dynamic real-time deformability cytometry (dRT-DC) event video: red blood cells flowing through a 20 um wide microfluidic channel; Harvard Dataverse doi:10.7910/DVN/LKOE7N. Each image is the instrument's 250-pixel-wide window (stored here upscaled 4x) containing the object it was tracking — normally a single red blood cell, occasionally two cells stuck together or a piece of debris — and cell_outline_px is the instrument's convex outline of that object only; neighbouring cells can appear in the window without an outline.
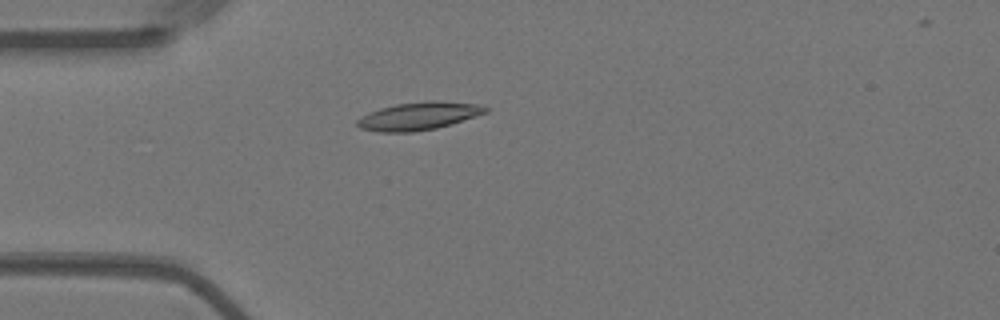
{"species": "Egyptian fruit bat (a non-hibernating species)", "species_latin": "Rousettus aegyptiacus", "temperature_condition": "warm", "stored_images_in_passage": 42, "camera_frame_rate_fps": 3000, "um_per_image_px": 0.085, "animal": {"sex": "female"}, "frame": {"image": 1, "passage_image": 1, "time_ms": 0.0, "image_size_px": [1000, 320], "cell_outline_px": [[488, 112], [452, 124], [436, 128], [412, 132], [380, 132], [360, 128], [356, 124], [356, 120], [360, 116], [368, 112], [380, 108], [396, 104], [428, 100], [436, 100], [480, 104], [488, 108]], "centroid_in_image_um": [35.59, 9.85], "position_along_channel_um": 49.4, "area_um2": 21.04}}
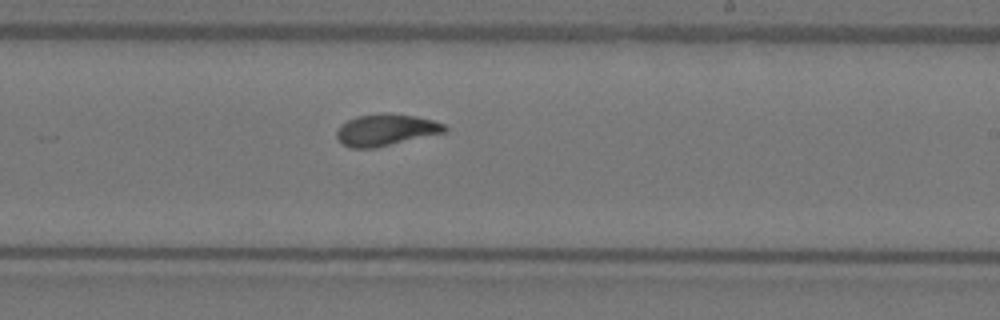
{"frame": {"image": 2, "passage_image": 19, "time_ms": 6.0, "image_size_px": [1000, 320], "cell_outline_px": [[448, 128], [444, 132], [376, 148], [348, 148], [340, 144], [336, 136], [336, 132], [340, 124], [356, 116], [380, 112], [392, 112], [416, 116], [432, 120], [444, 124]], "centroid_in_image_um": [32.74, 11.03], "position_along_channel_um": 256.3, "area_um2": 20.29}}
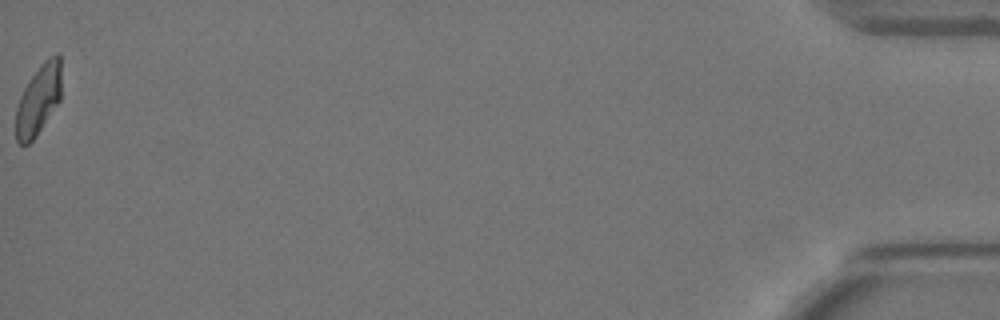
{"frame": {"image": 3, "passage_image": 42, "time_ms": 13.667, "image_size_px": [1000, 320], "cell_outline_px": [[60, 100], [36, 136], [28, 144], [20, 144], [16, 140], [16, 108], [20, 96], [24, 88], [40, 64], [48, 56], [56, 52], [60, 52]], "centroid_in_image_um": [3.27, 8.44], "position_along_channel_um": 431.9, "area_um2": 18.5}, "authors_computed_cell_mechanics": {"area_um2": 19.5075, "velocity_mm_per_s": 3.6242, "shape_relaxation_time_tau1_ms": 5.5944, "shape_relaxation_time_tau2_ms": 1.6441, "deformation_change_tau1": 0.1706, "deformation_change_tau2": 0.0697}}